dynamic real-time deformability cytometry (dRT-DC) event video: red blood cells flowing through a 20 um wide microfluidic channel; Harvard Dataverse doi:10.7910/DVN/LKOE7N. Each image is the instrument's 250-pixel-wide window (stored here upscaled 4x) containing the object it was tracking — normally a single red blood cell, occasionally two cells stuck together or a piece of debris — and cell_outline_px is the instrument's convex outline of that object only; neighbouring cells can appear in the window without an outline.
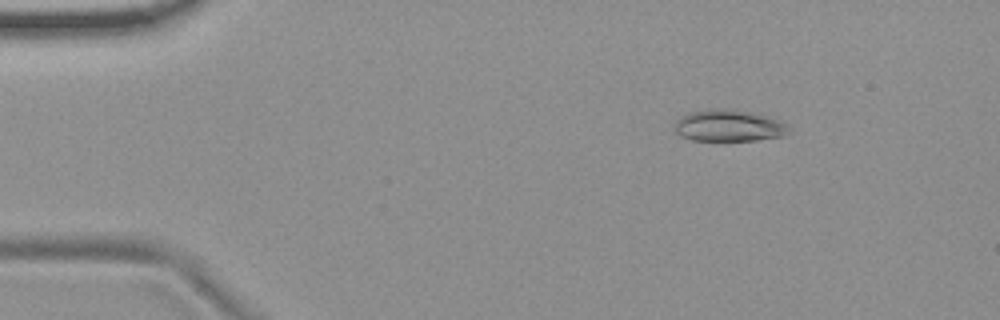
{"species": "common noctule bat (a hibernating species)", "species_latin": "Nyctalus noctula", "temperature_condition": "room temperature", "stored_images_in_passage": 3, "camera_frame_rate_fps": 3000, "um_per_image_px": 0.085, "animal": {"sex": "female", "body_mass_g": 19.9}, "frame": {"image": 1, "passage_image": 1, "time_ms": 0.0, "image_size_px": [1000, 320], "cell_outline_px": [[792, 132], [784, 136], [756, 140], [716, 144], [692, 140], [680, 136], [676, 132], [676, 120], [680, 116], [688, 112], [712, 108], [728, 108], [752, 112], [768, 116], [788, 124], [792, 128]], "centroid_in_image_um": [61.97, 10.72], "position_along_channel_um": 23.0, "area_um2": 22.37}}